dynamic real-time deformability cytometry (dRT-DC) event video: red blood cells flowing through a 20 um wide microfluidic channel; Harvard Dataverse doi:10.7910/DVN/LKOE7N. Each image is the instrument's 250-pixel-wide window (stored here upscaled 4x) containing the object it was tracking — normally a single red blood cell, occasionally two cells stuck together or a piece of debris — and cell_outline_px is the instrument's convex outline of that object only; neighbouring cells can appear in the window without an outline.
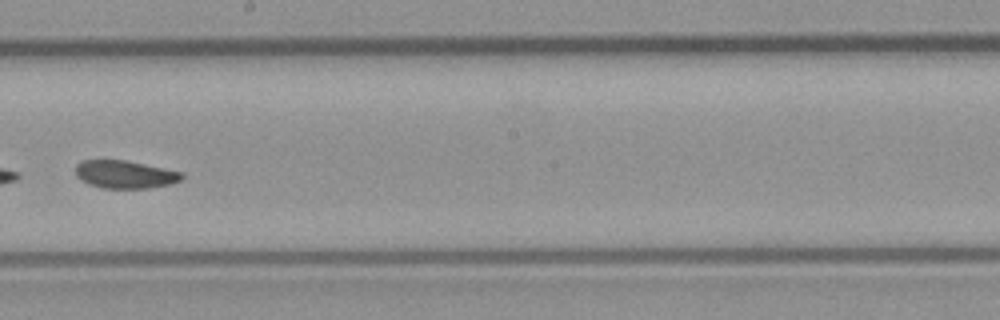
{"species": "common noctule bat (a hibernating species)", "species_latin": "Nyctalus noctula", "temperature_condition": "room temperature", "stored_images_in_passage": 10, "camera_frame_rate_fps": 3000, "um_per_image_px": 0.085, "animal": {"sex": "male", "body_mass_g": 23.1, "forearm_length_mm": 52.7}, "frame": {"image": 1, "passage_image": 10, "time_ms": 10.667, "image_size_px": [1000, 320], "cell_outline_px": [[184, 176], [180, 180], [168, 184], [148, 188], [100, 188], [88, 184], [80, 180], [76, 176], [76, 164], [80, 160], [124, 160], [184, 172]], "centroid_in_image_um": [10.58, 14.82], "position_along_channel_um": 237.6, "area_um2": 17.28}}